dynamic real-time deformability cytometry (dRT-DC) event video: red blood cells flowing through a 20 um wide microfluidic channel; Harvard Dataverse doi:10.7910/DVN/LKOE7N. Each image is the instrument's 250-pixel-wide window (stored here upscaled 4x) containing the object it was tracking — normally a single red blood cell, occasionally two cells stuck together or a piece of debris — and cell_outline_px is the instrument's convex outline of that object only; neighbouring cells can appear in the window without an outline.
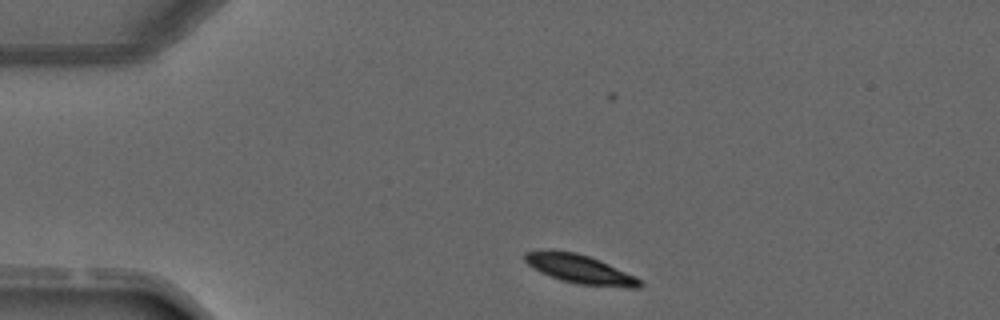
{"species": "common noctule bat (a hibernating species)", "species_latin": "Nyctalus noctula", "temperature_condition": "warm", "stored_images_in_passage": 4, "camera_frame_rate_fps": 3000, "um_per_image_px": 0.085, "animal": {"sex": "male", "forearm_length_mm": 52.5}, "frame": {"image": 1, "passage_image": 2, "time_ms": 1.333, "image_size_px": [1000, 320], "cell_outline_px": [[644, 284], [640, 288], [628, 288], [576, 284], [560, 280], [540, 272], [528, 264], [524, 260], [524, 252], [544, 248], [576, 252], [588, 256], [608, 264], [636, 276]], "centroid_in_image_um": [49.26, 22.87], "position_along_channel_um": 35.7, "area_um2": 19.65}}